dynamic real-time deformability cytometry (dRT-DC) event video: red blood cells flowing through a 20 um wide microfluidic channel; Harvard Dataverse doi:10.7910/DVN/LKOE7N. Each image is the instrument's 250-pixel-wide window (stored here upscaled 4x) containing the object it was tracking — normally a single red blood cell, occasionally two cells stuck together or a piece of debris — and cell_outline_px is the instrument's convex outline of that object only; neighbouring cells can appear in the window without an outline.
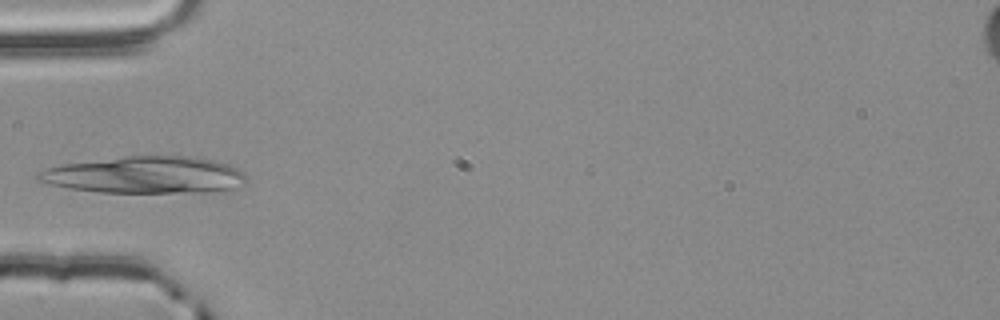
{"species": "common noctule bat (a hibernating species)", "species_latin": "Nyctalus noctula", "temperature_condition": "room temperature", "stored_images_in_passage": 37, "camera_frame_rate_fps": 3000, "um_per_image_px": 0.085, "animal": {"sex": "male", "body_mass_g": 20.4}, "frame": {"image": 1, "passage_image": 1, "time_ms": 0.0, "image_size_px": [1000, 320], "cell_outline_px": [[244, 184], [224, 192], [100, 192], [68, 188], [36, 180], [36, 176], [40, 172], [48, 168], [64, 164], [128, 156], [188, 156], [212, 160], [228, 164], [244, 172]], "centroid_in_image_um": [12.39, 14.88], "position_along_channel_um": 72.6, "area_um2": 44.45}}
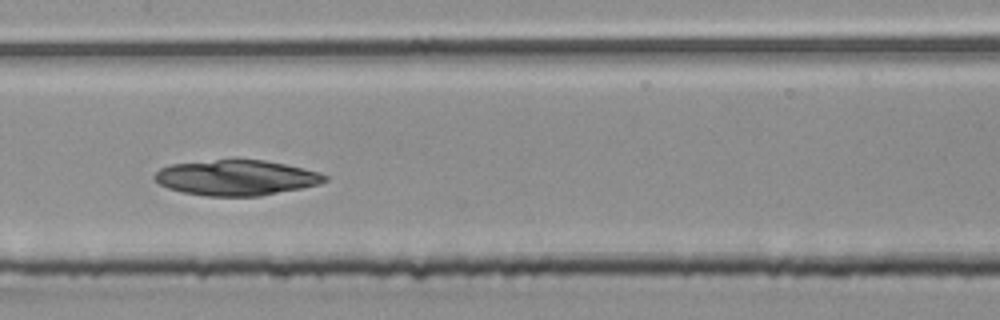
{"frame": {"image": 2, "passage_image": 10, "time_ms": 3.0, "image_size_px": [1000, 320], "cell_outline_px": [[328, 180], [320, 184], [260, 196], [208, 196], [180, 192], [168, 188], [160, 184], [152, 176], [160, 168], [172, 164], [216, 160], [264, 160], [284, 164], [316, 172], [328, 176]], "centroid_in_image_um": [20.05, 15.11], "position_along_channel_um": 187.3, "area_um2": 34.74}}
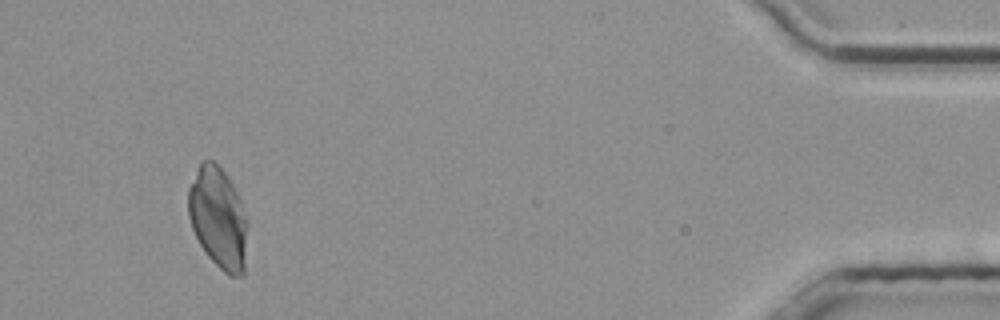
{"frame": {"image": 3, "passage_image": 34, "time_ms": 11.0, "image_size_px": [1000, 320], "cell_outline_px": [[248, 224], [244, 276], [228, 276], [208, 256], [200, 244], [192, 228], [188, 216], [188, 188], [200, 164], [204, 160], [212, 160], [224, 172], [232, 184], [240, 200], [248, 220]], "centroid_in_image_um": [18.57, 18.56], "position_along_channel_um": 416.6, "area_um2": 34.97}}